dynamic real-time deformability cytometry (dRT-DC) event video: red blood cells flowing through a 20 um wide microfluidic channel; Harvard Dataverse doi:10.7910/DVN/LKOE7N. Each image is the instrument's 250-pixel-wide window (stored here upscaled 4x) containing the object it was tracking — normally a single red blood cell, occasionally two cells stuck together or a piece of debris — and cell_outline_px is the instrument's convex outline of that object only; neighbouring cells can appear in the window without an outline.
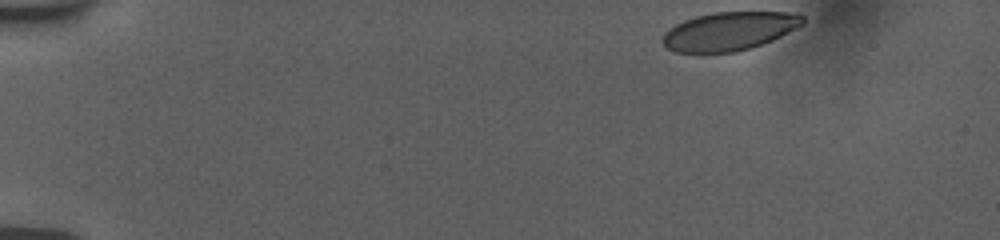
{"species": "human", "species_latin": "Homo sapiens", "temperature_condition": "room temperature", "stored_images_in_passage": 44, "camera_frame_rate_fps": 3000, "um_per_image_px": 0.085, "donor": {"sex": "female"}, "frame": {"image": 1, "passage_image": 1, "time_ms": 0.0, "image_size_px": [1000, 240], "cell_outline_px": [[804, 24], [772, 40], [736, 52], [676, 52], [668, 48], [660, 40], [664, 32], [668, 28], [684, 20], [696, 16], [712, 12], [800, 12], [804, 16]], "centroid_in_image_um": [61.99, 2.63], "position_along_channel_um": 23.0, "area_um2": 31.44}}
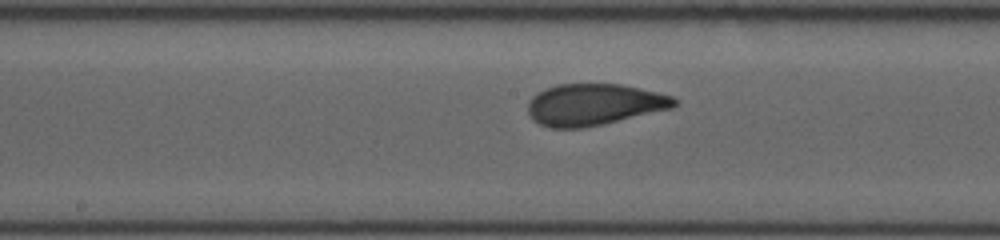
{"frame": {"image": 2, "passage_image": 24, "time_ms": 7.667, "image_size_px": [1000, 240], "cell_outline_px": [[680, 104], [672, 108], [584, 128], [548, 128], [532, 120], [528, 112], [528, 100], [536, 92], [556, 84], [620, 84], [656, 92], [672, 96], [680, 100]], "centroid_in_image_um": [50.47, 8.89], "position_along_channel_um": 197.7, "area_um2": 35.6}}
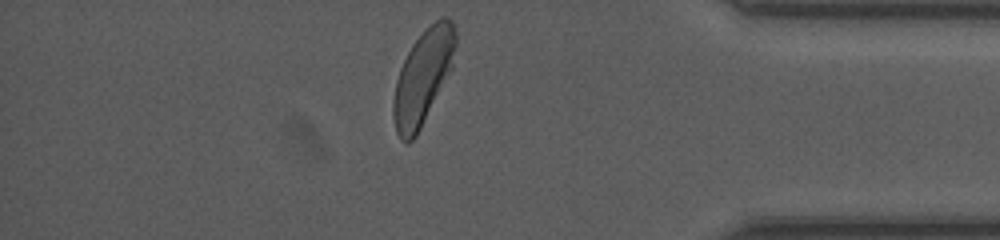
{"frame": {"image": 3, "passage_image": 42, "time_ms": 13.667, "image_size_px": [1000, 240], "cell_outline_px": [[456, 44], [452, 68], [416, 136], [408, 144], [400, 140], [396, 132], [392, 116], [392, 104], [396, 80], [400, 68], [412, 44], [440, 16], [444, 16], [452, 20], [456, 32]], "centroid_in_image_um": [35.94, 6.57], "position_along_channel_um": 399.3, "area_um2": 33.99}, "authors_computed_cell_mechanics": {"area_um2": 35.0268, "velocity_mm_per_s": 3.7572, "shape_relaxation_time_tau1_ms": 3.6628, "shape_relaxation_time_tau2_ms": null, "deformation_change_tau1": 0.1506, "deformation_change_tau2": null}}